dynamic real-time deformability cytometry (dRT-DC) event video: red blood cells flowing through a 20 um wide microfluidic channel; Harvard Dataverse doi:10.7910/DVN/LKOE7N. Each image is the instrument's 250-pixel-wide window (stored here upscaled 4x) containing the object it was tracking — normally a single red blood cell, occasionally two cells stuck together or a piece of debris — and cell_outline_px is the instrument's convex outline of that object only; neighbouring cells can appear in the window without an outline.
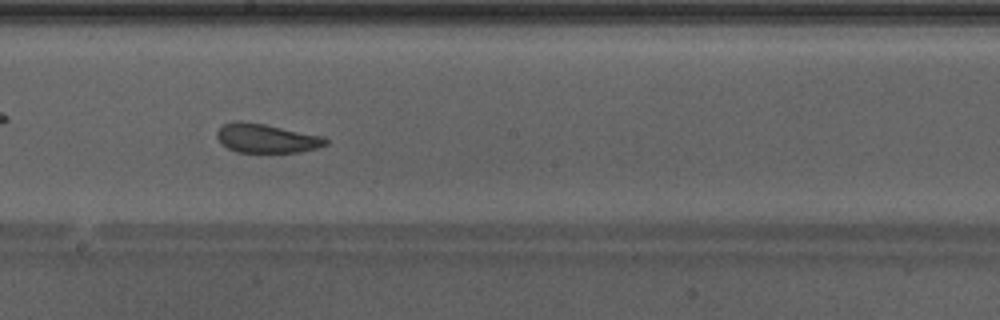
{"species": "Egyptian fruit bat (a non-hibernating species)", "species_latin": "Rousettus aegyptiacus", "temperature_condition": "warm", "stored_images_in_passage": 48, "camera_frame_rate_fps": 3000, "um_per_image_px": 0.085, "animal": {"sex": "male"}, "frame": {"image": 1, "passage_image": 27, "time_ms": 8.667, "image_size_px": [1000, 320], "cell_outline_px": [[328, 144], [316, 148], [300, 152], [236, 152], [228, 148], [216, 136], [216, 132], [224, 124], [236, 120], [240, 120], [264, 124], [324, 136], [328, 140]], "centroid_in_image_um": [22.66, 11.75], "position_along_channel_um": 225.5, "area_um2": 18.32}, "authors_computed_cell_mechanics": {"area_um2": 20.4901, "velocity_mm_per_s": 4.2582, "shape_relaxation_time_tau1_ms": 3.3233, "shape_relaxation_time_tau2_ms": 0.9565, "deformation_change_tau1": 0.0804, "deformation_change_tau2": 0.0594}}